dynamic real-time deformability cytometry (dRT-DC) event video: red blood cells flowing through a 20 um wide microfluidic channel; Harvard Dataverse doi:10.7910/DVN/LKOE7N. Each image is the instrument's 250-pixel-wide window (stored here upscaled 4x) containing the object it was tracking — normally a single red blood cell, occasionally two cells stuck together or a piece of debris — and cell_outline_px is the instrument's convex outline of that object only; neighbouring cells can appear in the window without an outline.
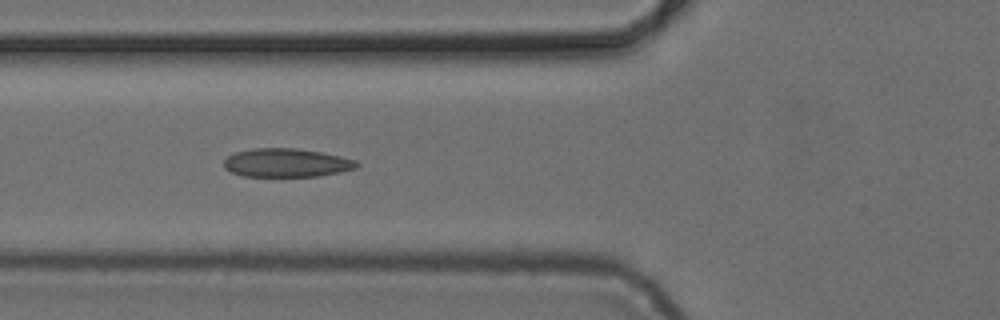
{"species": "common noctule bat (a hibernating species)", "species_latin": "Nyctalus noctula", "temperature_condition": "cold", "stored_images_in_passage": 6, "camera_frame_rate_fps": 3000, "um_per_image_px": 0.085, "animal": {"sex": "female", "body_mass_g": 24.6, "forearm_length_mm": 56.2}, "frame": {"image": 1, "passage_image": 5, "time_ms": 5.667, "image_size_px": [1000, 320], "cell_outline_px": [[360, 164], [356, 168], [340, 172], [320, 176], [244, 176], [232, 172], [224, 168], [224, 160], [228, 156], [236, 152], [252, 148], [296, 148], [320, 152], [340, 156], [356, 160]], "centroid_in_image_um": [24.36, 13.83], "position_along_channel_um": 101.4, "area_um2": 22.08}}
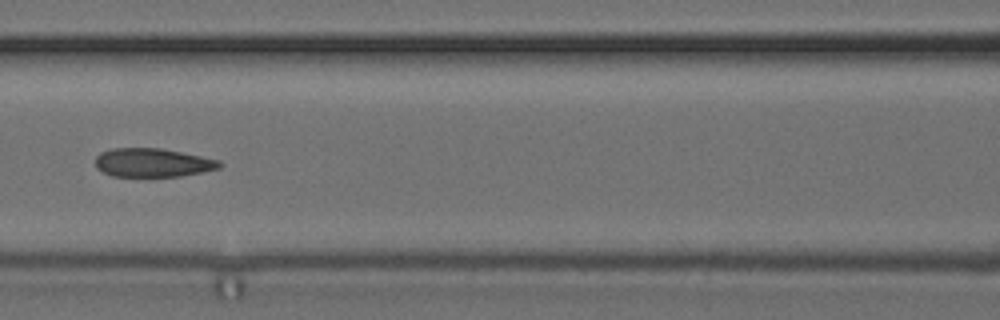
{"frame": {"image": 2, "passage_image": 6, "time_ms": 7.0, "image_size_px": [1000, 320], "cell_outline_px": [[224, 164], [220, 168], [180, 176], [112, 176], [96, 168], [96, 156], [100, 152], [112, 148], [160, 148], [220, 160]], "centroid_in_image_um": [12.97, 13.82], "position_along_channel_um": 153.6, "area_um2": 20.63}}